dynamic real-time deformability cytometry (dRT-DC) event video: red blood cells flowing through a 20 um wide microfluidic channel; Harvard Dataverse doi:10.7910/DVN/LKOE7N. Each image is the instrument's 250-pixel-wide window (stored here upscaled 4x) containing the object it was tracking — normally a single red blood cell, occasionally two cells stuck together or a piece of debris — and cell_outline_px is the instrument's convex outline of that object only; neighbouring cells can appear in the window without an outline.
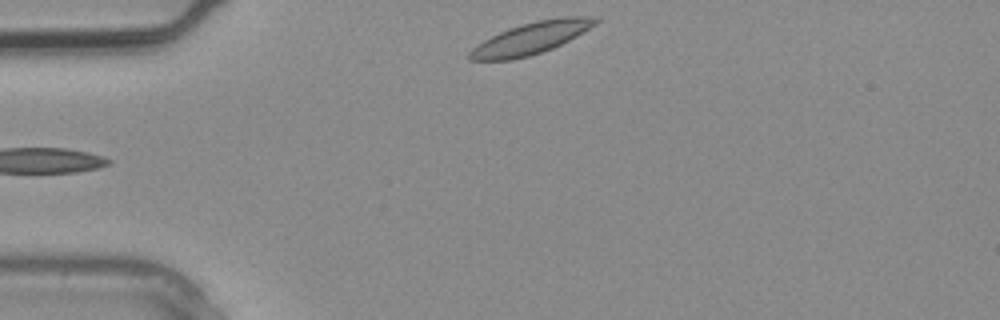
{"species": "common noctule bat (a hibernating species)", "species_latin": "Nyctalus noctula", "temperature_condition": "warm", "stored_images_in_passage": 5, "camera_frame_rate_fps": 3000, "um_per_image_px": 0.085, "animal": {"sex": "male", "body_mass_g": 20.4}, "frame": {"image": 1, "passage_image": 3, "time_ms": 0.667, "image_size_px": [1000, 320], "cell_outline_px": [[600, 20], [596, 24], [576, 36], [552, 48], [528, 56], [512, 60], [468, 60], [468, 52], [472, 48], [484, 40], [508, 28], [536, 20], [564, 16], [592, 16]], "centroid_in_image_um": [45.13, 3.24], "position_along_channel_um": 39.9, "area_um2": 23.12}}
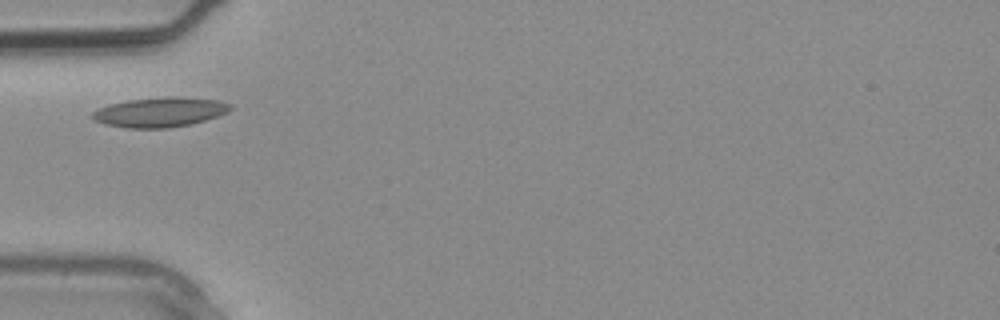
{"frame": {"image": 2, "passage_image": 4, "time_ms": 1.0, "image_size_px": [1000, 320], "cell_outline_px": [[232, 108], [228, 112], [192, 124], [168, 128], [128, 128], [104, 124], [88, 116], [92, 112], [100, 108], [112, 104], [128, 100], [168, 96], [180, 96], [220, 100], [232, 104]], "centroid_in_image_um": [13.62, 9.52], "position_along_channel_um": 71.4, "area_um2": 23.99}}